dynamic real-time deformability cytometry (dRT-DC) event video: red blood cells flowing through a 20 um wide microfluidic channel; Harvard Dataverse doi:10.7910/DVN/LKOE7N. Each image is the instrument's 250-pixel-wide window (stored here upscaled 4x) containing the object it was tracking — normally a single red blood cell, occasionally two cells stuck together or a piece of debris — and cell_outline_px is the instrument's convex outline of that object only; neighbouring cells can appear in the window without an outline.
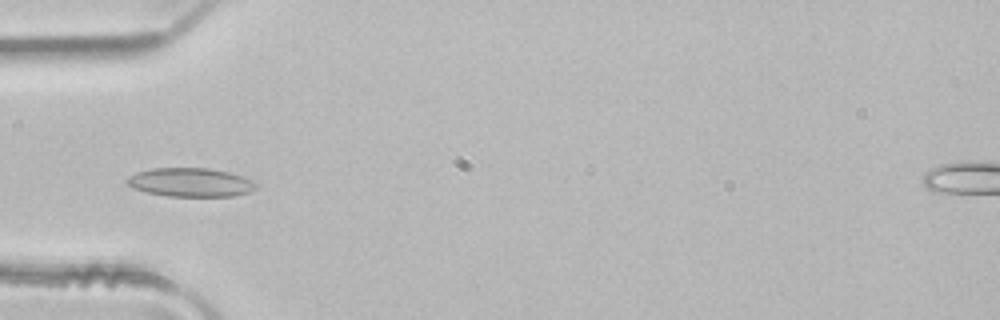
{"species": "common noctule bat (a hibernating species)", "species_latin": "Nyctalus noctula", "temperature_condition": "room temperature", "stored_images_in_passage": 3, "camera_frame_rate_fps": 3000, "um_per_image_px": 0.085, "animal": {"sex": "male", "body_mass_g": 21.5, "forearm_length_mm": 52.0}, "frame": {"image": 1, "passage_image": 3, "time_ms": 0.667, "image_size_px": [1000, 320], "cell_outline_px": [[256, 188], [248, 192], [232, 196], [168, 196], [148, 192], [132, 188], [124, 180], [128, 176], [136, 172], [152, 168], [208, 168], [228, 172], [252, 180], [256, 184]], "centroid_in_image_um": [16.14, 15.49], "position_along_channel_um": 68.9, "area_um2": 21.5}}